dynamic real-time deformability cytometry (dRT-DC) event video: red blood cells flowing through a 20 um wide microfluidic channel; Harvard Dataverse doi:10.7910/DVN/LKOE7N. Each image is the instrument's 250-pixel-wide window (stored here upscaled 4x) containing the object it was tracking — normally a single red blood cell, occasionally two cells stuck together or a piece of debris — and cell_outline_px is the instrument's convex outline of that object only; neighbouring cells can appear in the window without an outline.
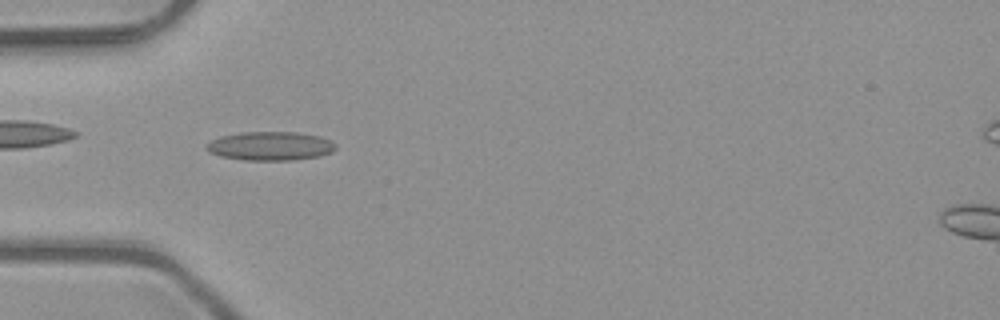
{"species": "common noctule bat (a hibernating species)", "species_latin": "Nyctalus noctula", "temperature_condition": "room temperature", "stored_images_in_passage": 5, "camera_frame_rate_fps": 3000, "um_per_image_px": 0.085, "animal": {"sex": "male", "body_mass_g": 23.1, "forearm_length_mm": 52.7}, "frame": {"image": 1, "passage_image": 5, "time_ms": 1.333, "image_size_px": [1000, 320], "cell_outline_px": [[336, 148], [332, 152], [320, 156], [292, 160], [244, 160], [220, 156], [208, 152], [204, 148], [204, 144], [220, 136], [240, 132], [296, 132], [320, 136], [332, 140], [336, 144]], "centroid_in_image_um": [22.96, 12.41], "position_along_channel_um": 62.0, "area_um2": 21.96}}